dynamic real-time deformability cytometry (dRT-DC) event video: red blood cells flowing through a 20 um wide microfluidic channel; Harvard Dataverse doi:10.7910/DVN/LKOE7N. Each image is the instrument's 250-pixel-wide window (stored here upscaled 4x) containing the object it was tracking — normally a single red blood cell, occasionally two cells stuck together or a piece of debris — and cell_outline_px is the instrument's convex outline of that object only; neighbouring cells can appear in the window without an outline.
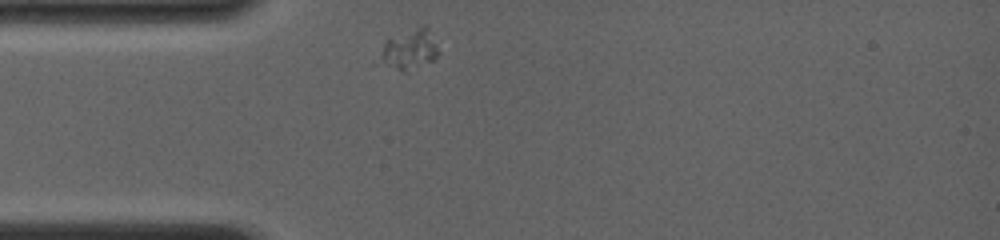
{"species": "common noctule bat (a hibernating species)", "species_latin": "Nyctalus noctula", "temperature_condition": "room temperature", "stored_images_in_passage": 44, "camera_frame_rate_fps": 4000, "um_per_image_px": 0.085, "animal": {"sex": "female", "body_mass_g": 19.0, "forearm_length_mm": 56.7}, "frame": {"image": 1, "passage_image": 1, "time_ms": 0.0, "image_size_px": [1000, 240], "cell_outline_px": [[440, 52], [436, 60], [408, 72], [404, 72], [380, 60], [380, 56], [384, 40], [388, 36], [424, 24], [428, 24]], "centroid_in_image_um": [34.87, 4.15], "position_along_channel_um": 50.1, "area_um2": 14.22}}
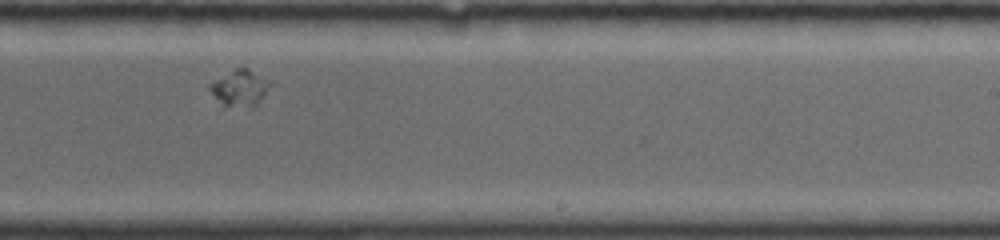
{"frame": {"image": 2, "passage_image": 26, "time_ms": 6.0, "image_size_px": [1000, 240], "cell_outline_px": [[272, 80], [256, 108], [252, 108], [224, 104], [208, 88], [208, 84], [236, 68], [248, 68]], "centroid_in_image_um": [20.45, 7.46], "position_along_channel_um": 268.6, "area_um2": 12.43}}
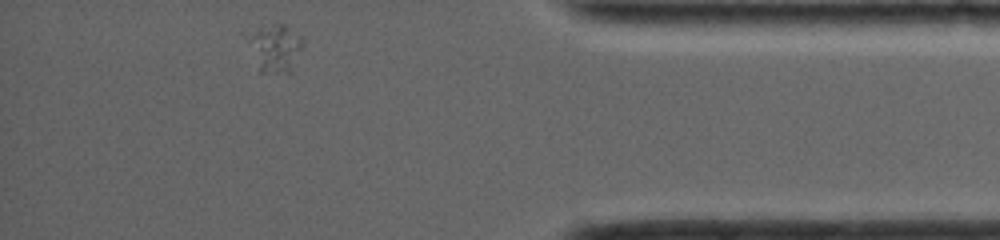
{"frame": {"image": 3, "passage_image": 44, "time_ms": 10.25, "image_size_px": [1000, 240], "cell_outline_px": [[304, 44], [292, 72], [260, 72], [252, 36], [260, 28], [280, 24], [284, 24], [300, 36], [304, 40]], "centroid_in_image_um": [23.57, 4.12], "position_along_channel_um": 411.6, "area_um2": 13.93}}